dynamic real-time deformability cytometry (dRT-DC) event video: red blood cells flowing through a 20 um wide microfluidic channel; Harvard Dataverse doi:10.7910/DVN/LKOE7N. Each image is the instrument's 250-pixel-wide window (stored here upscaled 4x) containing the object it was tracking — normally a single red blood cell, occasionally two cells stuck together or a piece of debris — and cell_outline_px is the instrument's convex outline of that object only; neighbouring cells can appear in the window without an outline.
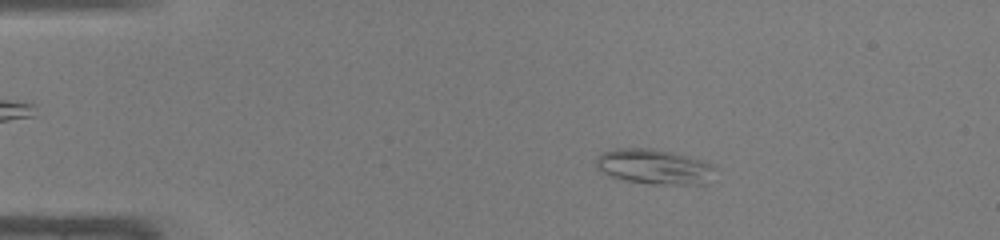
{"species": "common noctule bat (a hibernating species)", "species_latin": "Nyctalus noctula", "temperature_condition": "warm", "stored_images_in_passage": 47, "camera_frame_rate_fps": 3000, "um_per_image_px": 0.085, "animal": {"sex": "male", "body_mass_g": 19.0, "forearm_length_mm": 50.8}, "frame": {"image": 1, "passage_image": 8, "time_ms": 2.333, "image_size_px": [1000, 240], "cell_outline_px": [[716, 168], [708, 184], [652, 184], [624, 180], [600, 172], [596, 168], [596, 156], [604, 152], [616, 148], [652, 148], [688, 156], [704, 160], [716, 164]], "centroid_in_image_um": [55.64, 14.17], "position_along_channel_um": 29.4, "area_um2": 24.62}}
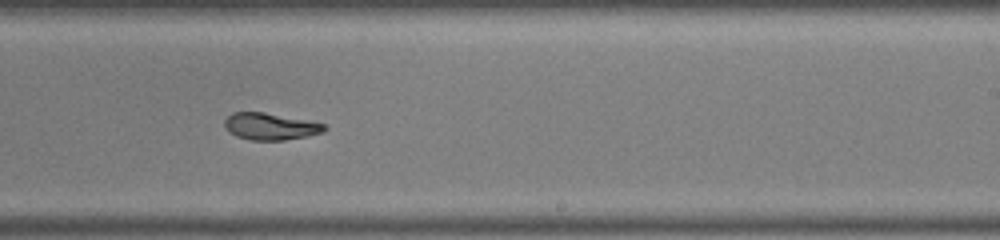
{"frame": {"image": 2, "passage_image": 29, "time_ms": 9.333, "image_size_px": [1000, 240], "cell_outline_px": [[328, 128], [324, 132], [308, 136], [284, 140], [248, 140], [236, 136], [228, 132], [224, 124], [224, 120], [232, 112], [264, 112], [324, 124]], "centroid_in_image_um": [22.95, 10.75], "position_along_channel_um": 266.1, "area_um2": 15.61}}
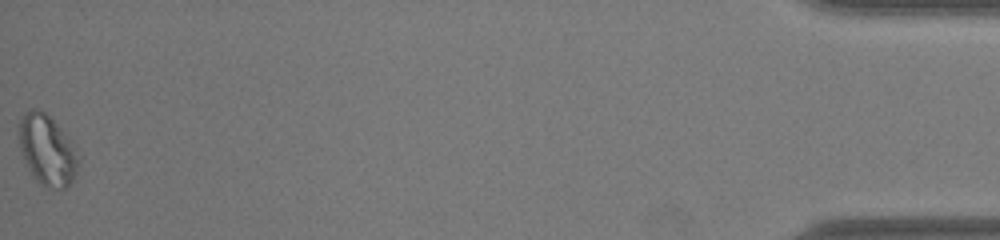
{"frame": {"image": 3, "passage_image": 47, "time_ms": 15.333, "image_size_px": [1000, 240], "cell_outline_px": [[80, 160], [76, 172], [72, 180], [64, 188], [48, 188], [40, 184], [36, 180], [20, 148], [20, 120], [24, 112], [32, 108], [36, 108], [44, 112], [68, 136], [80, 152]], "centroid_in_image_um": [4.06, 12.75], "position_along_channel_um": 431.1, "area_um2": 24.04}, "authors_computed_cell_mechanics": {"area_um2": 17.8024, "velocity_mm_per_s": 4.2739, "shape_relaxation_time_tau1_ms": 9.3072, "shape_relaxation_time_tau2_ms": 4.5475, "deformation_change_tau1": 0.224, "deformation_change_tau2": 0.0952}}